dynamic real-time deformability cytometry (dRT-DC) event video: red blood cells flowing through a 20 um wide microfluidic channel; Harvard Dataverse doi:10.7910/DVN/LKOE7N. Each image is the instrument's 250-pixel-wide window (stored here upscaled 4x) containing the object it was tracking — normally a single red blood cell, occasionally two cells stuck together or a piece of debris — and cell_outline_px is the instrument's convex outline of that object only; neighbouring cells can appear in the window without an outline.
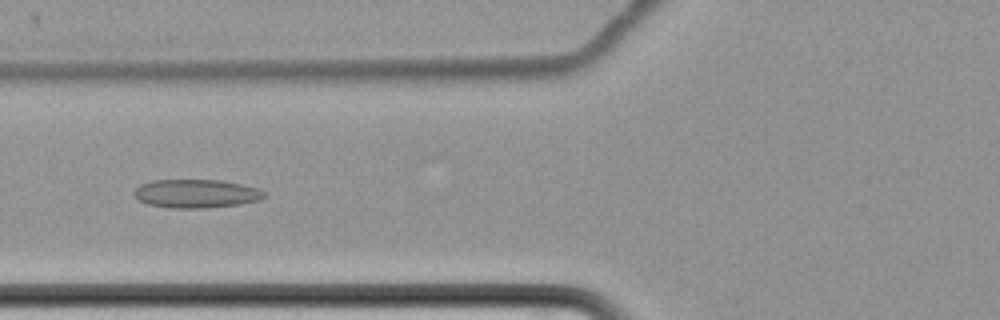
{"species": "common noctule bat (a hibernating species)", "species_latin": "Nyctalus noctula", "temperature_condition": "cold", "stored_images_in_passage": 49, "camera_frame_rate_fps": 3000, "um_per_image_px": 0.085, "animal": {"sex": "female", "body_mass_g": 22.7, "forearm_length_mm": 54.2}, "frame": {"image": 1, "passage_image": 13, "time_ms": 4.0, "image_size_px": [1000, 320], "cell_outline_px": [[264, 196], [260, 200], [240, 204], [204, 208], [168, 208], [148, 204], [140, 200], [136, 196], [136, 188], [140, 184], [152, 180], [220, 180], [240, 184], [256, 188], [264, 192]], "centroid_in_image_um": [16.67, 16.46], "position_along_channel_um": 109.1, "area_um2": 21.39}}
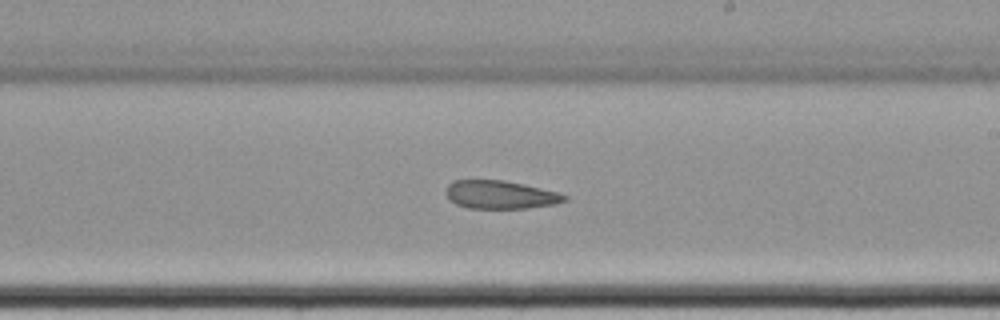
{"frame": {"image": 2, "passage_image": 25, "time_ms": 8.0, "image_size_px": [1000, 320], "cell_outline_px": [[568, 200], [556, 204], [528, 208], [468, 208], [456, 204], [448, 200], [444, 192], [448, 184], [452, 180], [504, 180], [524, 184], [560, 192], [568, 196]], "centroid_in_image_um": [42.53, 16.55], "position_along_channel_um": 246.5, "area_um2": 19.83}}
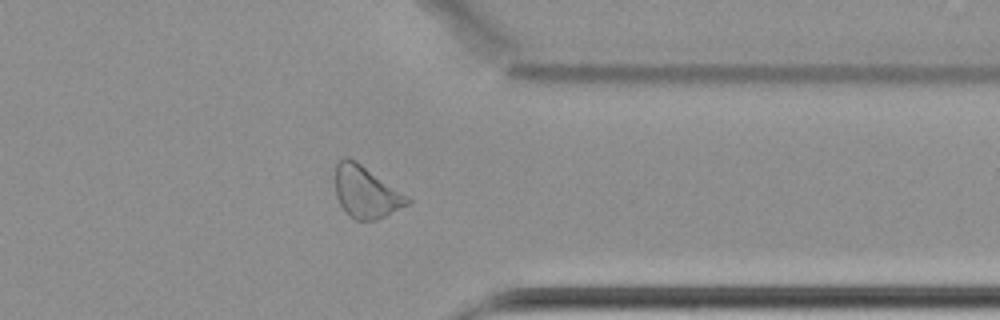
{"frame": {"image": 3, "passage_image": 37, "time_ms": 12.0, "image_size_px": [1000, 320], "cell_outline_px": [[412, 200], [408, 204], [376, 220], [356, 220], [340, 204], [336, 196], [336, 164], [344, 156], [348, 156], [356, 160], [408, 196]], "centroid_in_image_um": [31.11, 16.29], "position_along_channel_um": 380.3, "area_um2": 21.44}, "authors_computed_cell_mechanics": {"area_um2": 21.5016, "velocity_mm_per_s": 3.4371, "shape_relaxation_time_tau1_ms": null, "shape_relaxation_time_tau2_ms": 7.5455, "deformation_change_tau1": null, "deformation_change_tau2": 0.1449}}